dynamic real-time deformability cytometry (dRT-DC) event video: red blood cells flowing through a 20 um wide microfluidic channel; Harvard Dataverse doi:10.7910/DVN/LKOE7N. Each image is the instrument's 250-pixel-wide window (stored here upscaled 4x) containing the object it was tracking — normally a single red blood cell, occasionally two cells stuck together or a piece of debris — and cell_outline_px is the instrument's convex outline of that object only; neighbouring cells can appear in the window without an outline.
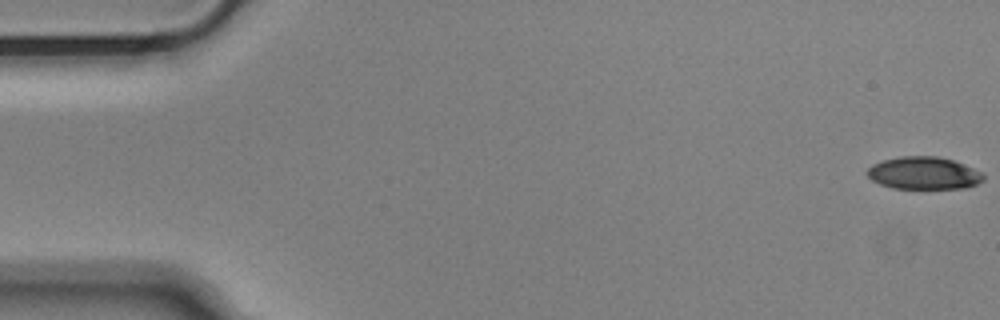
{"species": "Egyptian fruit bat (a non-hibernating species)", "species_latin": "Rousettus aegyptiacus", "temperature_condition": "cold", "stored_images_in_passage": 15, "camera_frame_rate_fps": 3000, "um_per_image_px": 0.085, "animal": {"sex": "male"}, "frame": {"image": 1, "passage_image": 1, "time_ms": 0.0, "image_size_px": [1000, 320], "cell_outline_px": [[984, 180], [968, 188], [892, 188], [880, 184], [872, 180], [864, 172], [872, 164], [884, 160], [900, 156], [936, 156], [952, 160], [984, 172]], "centroid_in_image_um": [78.52, 14.71], "position_along_channel_um": 6.5, "area_um2": 22.08}}
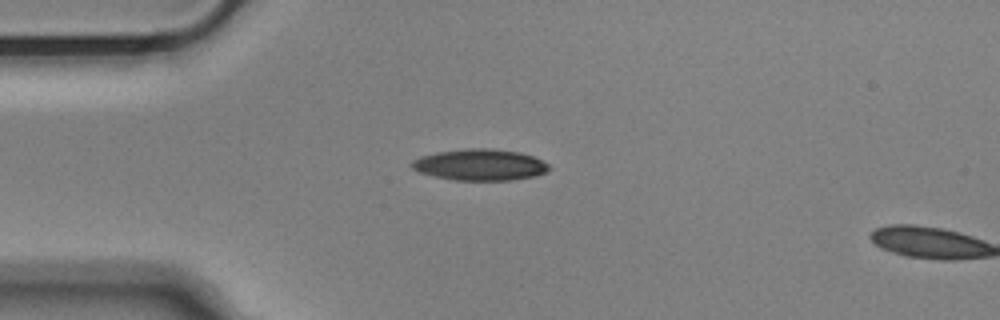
{"frame": {"image": 2, "passage_image": 14, "time_ms": 4.333, "image_size_px": [1000, 320], "cell_outline_px": [[552, 168], [548, 172], [536, 176], [512, 180], [456, 180], [436, 176], [420, 172], [412, 168], [408, 164], [412, 160], [420, 156], [436, 152], [464, 148], [492, 148], [520, 152], [532, 156], [548, 164]], "centroid_in_image_um": [40.81, 14.0], "position_along_channel_um": 44.2, "area_um2": 25.26}}